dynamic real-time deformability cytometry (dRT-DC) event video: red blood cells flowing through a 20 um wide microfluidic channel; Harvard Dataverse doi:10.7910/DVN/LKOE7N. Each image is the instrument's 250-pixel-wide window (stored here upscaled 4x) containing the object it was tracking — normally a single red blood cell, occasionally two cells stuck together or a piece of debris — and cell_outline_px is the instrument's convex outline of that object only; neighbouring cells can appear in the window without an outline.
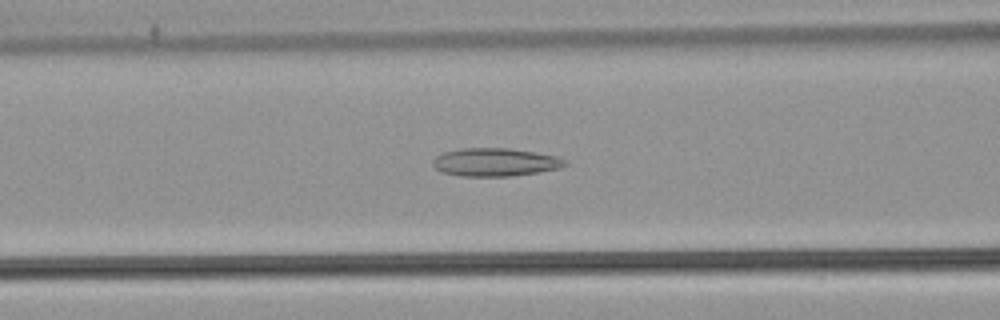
{"species": "common noctule bat (a hibernating species)", "species_latin": "Nyctalus noctula", "temperature_condition": "warm", "stored_images_in_passage": 37, "camera_frame_rate_fps": 3000, "um_per_image_px": 0.085, "animal": {"sex": "male", "body_mass_g": 21.5, "forearm_length_mm": 52.0}, "frame": {"image": 1, "passage_image": 6, "time_ms": 1.667, "image_size_px": [1000, 320], "cell_outline_px": [[568, 164], [560, 168], [512, 176], [460, 176], [440, 172], [432, 164], [432, 160], [436, 156], [444, 152], [460, 148], [508, 148], [556, 156], [568, 160]], "centroid_in_image_um": [42.07, 13.78], "position_along_channel_um": 124.5, "area_um2": 21.68}}
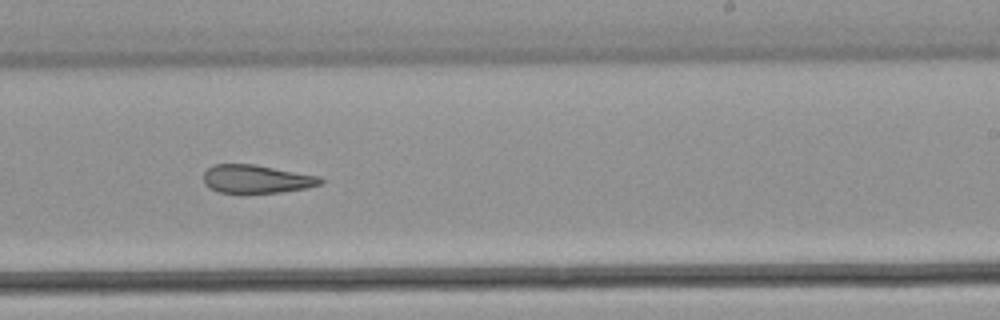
{"frame": {"image": 2, "passage_image": 17, "time_ms": 5.333, "image_size_px": [1000, 320], "cell_outline_px": [[324, 184], [308, 188], [280, 192], [220, 192], [208, 188], [204, 184], [204, 172], [212, 164], [256, 164], [320, 176], [324, 180]], "centroid_in_image_um": [21.84, 15.2], "position_along_channel_um": 267.2, "area_um2": 19.42}}
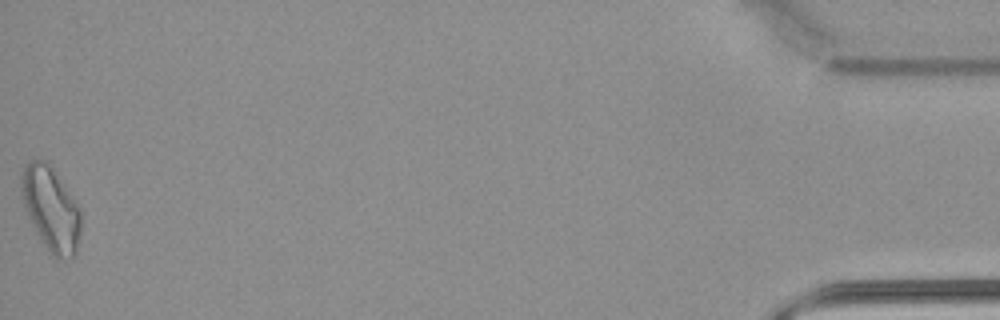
{"frame": {"image": 3, "passage_image": 37, "time_ms": 12.0, "image_size_px": [1000, 320], "cell_outline_px": [[80, 232], [76, 252], [72, 256], [60, 260], [56, 260], [52, 256], [40, 240], [24, 208], [20, 196], [20, 172], [24, 164], [28, 160], [48, 160], [80, 208]], "centroid_in_image_um": [4.28, 17.72], "position_along_channel_um": 430.9, "area_um2": 29.71}, "authors_computed_cell_mechanics": {"area_um2": 20.9236, "velocity_mm_per_s": 3.9085, "shape_relaxation_time_tau1_ms": null, "shape_relaxation_time_tau2_ms": 3.6688, "deformation_change_tau1": null, "deformation_change_tau2": 0.1178}}